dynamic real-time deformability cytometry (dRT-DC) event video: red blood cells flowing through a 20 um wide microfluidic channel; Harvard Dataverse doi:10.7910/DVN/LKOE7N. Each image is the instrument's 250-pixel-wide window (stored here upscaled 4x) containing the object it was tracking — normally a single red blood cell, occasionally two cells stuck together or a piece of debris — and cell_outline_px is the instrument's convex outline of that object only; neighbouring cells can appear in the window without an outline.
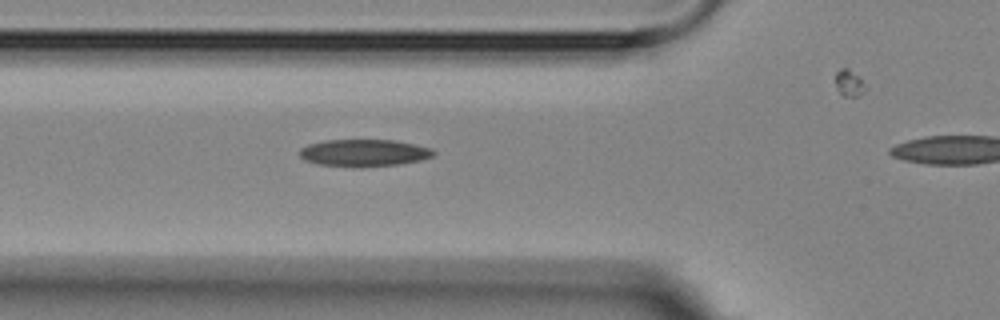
{"species": "Egyptian fruit bat (a non-hibernating species)", "species_latin": "Rousettus aegyptiacus", "temperature_condition": "room temperature", "stored_images_in_passage": 3, "segment_of_instrument_passage": [1, 2], "camera_frame_rate_fps": 3000, "um_per_image_px": 0.085, "animal": {"sex": "female"}, "frame": {"image": 1, "passage_image": 2, "time_ms": 1.0, "image_size_px": [1000, 320], "cell_outline_px": [[436, 152], [432, 156], [420, 160], [400, 164], [360, 168], [352, 168], [316, 164], [304, 160], [300, 156], [300, 148], [308, 144], [324, 140], [392, 140], [432, 148]], "centroid_in_image_um": [30.89, 13.01], "position_along_channel_um": 94.9, "area_um2": 21.44}}